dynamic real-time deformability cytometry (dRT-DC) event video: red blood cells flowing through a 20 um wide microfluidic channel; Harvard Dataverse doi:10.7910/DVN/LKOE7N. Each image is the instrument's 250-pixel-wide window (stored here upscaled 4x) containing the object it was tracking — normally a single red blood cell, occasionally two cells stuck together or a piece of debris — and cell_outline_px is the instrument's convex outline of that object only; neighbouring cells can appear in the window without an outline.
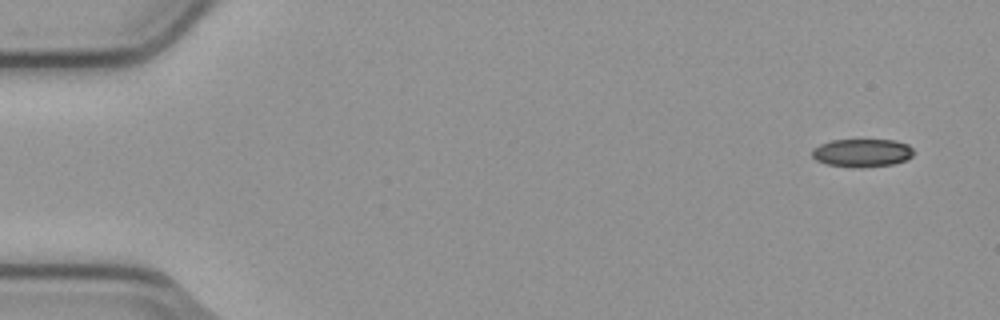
{"species": "common noctule bat (a hibernating species)", "species_latin": "Nyctalus noctula", "temperature_condition": "cold", "stored_images_in_passage": 6, "camera_frame_rate_fps": 3000, "um_per_image_px": 0.085, "animal": {"sex": "male", "body_mass_g": 23.1, "forearm_length_mm": 52.7}, "frame": {"image": 1, "passage_image": 1, "time_ms": 0.0, "image_size_px": [1000, 320], "cell_outline_px": [[912, 156], [904, 160], [892, 164], [860, 168], [828, 164], [816, 160], [812, 156], [812, 148], [820, 144], [832, 140], [896, 140], [908, 144], [912, 148]], "centroid_in_image_um": [73.26, 12.98], "position_along_channel_um": 11.7, "area_um2": 16.53}}
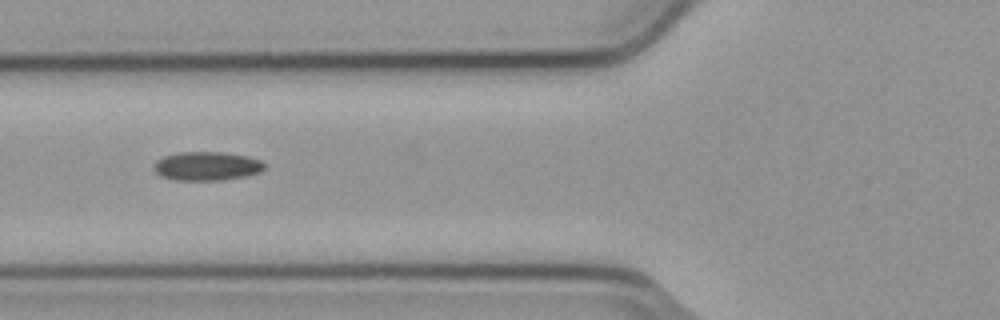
{"frame": {"image": 2, "passage_image": 6, "time_ms": 1.667, "image_size_px": [1000, 320], "cell_outline_px": [[264, 168], [260, 172], [248, 176], [224, 180], [176, 180], [160, 176], [152, 168], [156, 160], [164, 156], [180, 152], [224, 152], [248, 156], [260, 160], [264, 164]], "centroid_in_image_um": [17.57, 14.12], "position_along_channel_um": 108.2, "area_um2": 18.73}}